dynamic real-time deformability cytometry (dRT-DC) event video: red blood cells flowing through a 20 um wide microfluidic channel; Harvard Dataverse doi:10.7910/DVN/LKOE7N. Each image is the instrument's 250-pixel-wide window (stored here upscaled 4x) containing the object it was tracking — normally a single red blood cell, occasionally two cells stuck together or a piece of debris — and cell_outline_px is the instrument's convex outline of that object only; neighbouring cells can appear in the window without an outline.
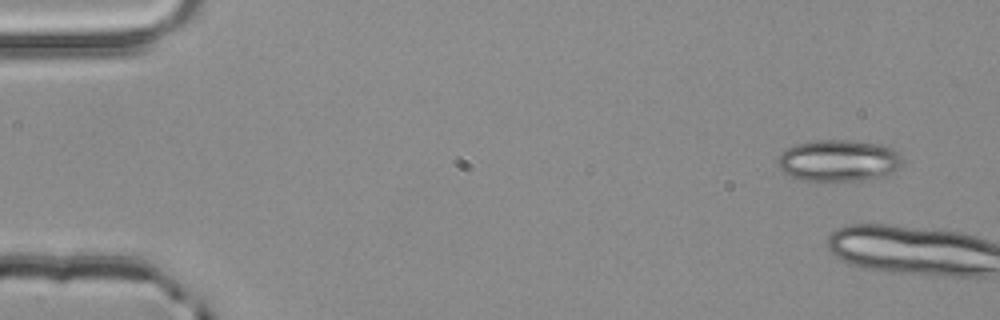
{"species": "common noctule bat (a hibernating species)", "species_latin": "Nyctalus noctula", "temperature_condition": "room temperature", "stored_images_in_passage": 4, "camera_frame_rate_fps": 3000, "um_per_image_px": 0.085, "animal": {"sex": "male", "body_mass_g": 20.4}, "frame": {"image": 1, "passage_image": 1, "time_ms": 0.0, "image_size_px": [1000, 320], "cell_outline_px": [[900, 164], [892, 172], [884, 176], [860, 180], [804, 180], [792, 176], [784, 172], [776, 164], [776, 160], [780, 152], [796, 144], [812, 140], [848, 140], [880, 144], [892, 148], [900, 156]], "centroid_in_image_um": [71.22, 13.63], "position_along_channel_um": 13.8, "area_um2": 29.94}}